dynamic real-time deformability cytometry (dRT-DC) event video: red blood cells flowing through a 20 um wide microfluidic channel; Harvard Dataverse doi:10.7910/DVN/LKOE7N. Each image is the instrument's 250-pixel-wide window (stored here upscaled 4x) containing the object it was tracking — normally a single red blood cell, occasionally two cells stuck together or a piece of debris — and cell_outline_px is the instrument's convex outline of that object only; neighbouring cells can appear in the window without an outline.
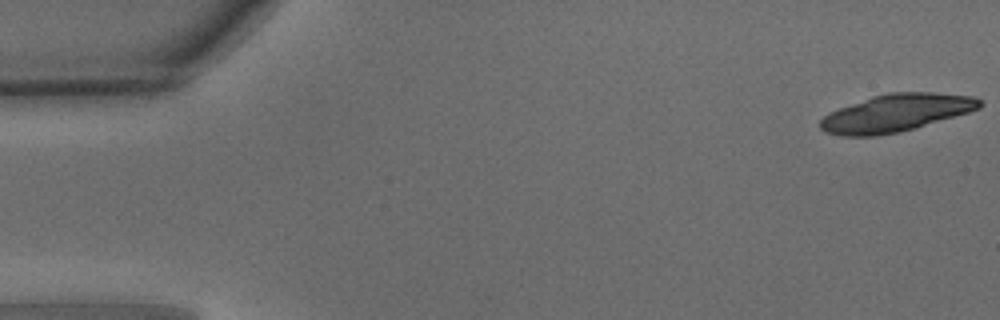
{"species": "common noctule bat (a hibernating species)", "species_latin": "Nyctalus noctula", "temperature_condition": "warm", "stored_images_in_passage": 17, "camera_frame_rate_fps": 3000, "um_per_image_px": 0.085, "animal": {"sex": "male", "body_mass_g": 15.6}, "frame": {"image": 1, "passage_image": 1, "time_ms": 0.0, "image_size_px": [1000, 320], "cell_outline_px": [[984, 104], [980, 108], [968, 112], [900, 132], [876, 136], [840, 136], [824, 132], [820, 128], [820, 120], [828, 112], [872, 96], [888, 92], [932, 92], [972, 96], [980, 100]], "centroid_in_image_um": [76.12, 9.6], "position_along_channel_um": 8.9, "area_um2": 34.74}}